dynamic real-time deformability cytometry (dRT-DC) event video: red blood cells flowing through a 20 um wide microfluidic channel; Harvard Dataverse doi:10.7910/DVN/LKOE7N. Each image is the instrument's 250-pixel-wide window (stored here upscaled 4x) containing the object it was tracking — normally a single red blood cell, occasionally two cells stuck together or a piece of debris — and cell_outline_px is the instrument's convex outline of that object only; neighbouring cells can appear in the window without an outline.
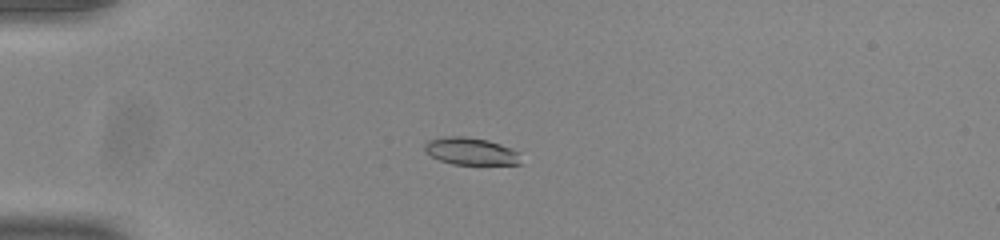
{"species": "common noctule bat (a hibernating species)", "species_latin": "Nyctalus noctula", "temperature_condition": "room temperature", "stored_images_in_passage": 45, "camera_frame_rate_fps": 3000, "um_per_image_px": 0.085, "animal": {"sex": "male", "body_mass_g": 20.0, "forearm_length_mm": 53.3}, "frame": {"image": 1, "passage_image": 6, "time_ms": 1.667, "image_size_px": [1000, 240], "cell_outline_px": [[520, 164], [452, 164], [440, 160], [424, 152], [424, 144], [428, 140], [444, 136], [464, 136], [488, 140], [500, 144], [520, 152]], "centroid_in_image_um": [40.0, 12.85], "position_along_channel_um": 45.0, "area_um2": 15.32}}
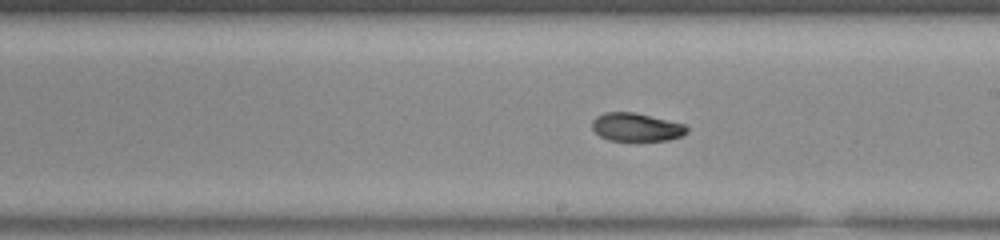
{"frame": {"image": 2, "passage_image": 23, "time_ms": 7.333, "image_size_px": [1000, 240], "cell_outline_px": [[688, 132], [680, 136], [668, 140], [636, 144], [608, 140], [600, 136], [592, 128], [592, 120], [596, 116], [604, 112], [632, 112], [684, 124], [688, 128]], "centroid_in_image_um": [54.06, 10.87], "position_along_channel_um": 234.9, "area_um2": 16.24}}
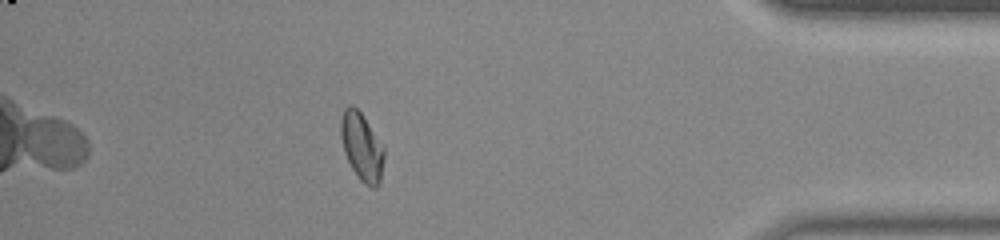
{"frame": {"image": 3, "passage_image": 39, "time_ms": 12.667, "image_size_px": [1000, 240], "cell_outline_px": [[384, 160], [380, 184], [376, 188], [372, 188], [364, 184], [360, 180], [352, 168], [344, 152], [340, 136], [340, 120], [344, 108], [348, 104], [352, 104], [360, 112], [384, 148]], "centroid_in_image_um": [30.74, 12.49], "position_along_channel_um": 404.5, "area_um2": 17.11}, "authors_computed_cell_mechanics": {"area_um2": 16.4152, "velocity_mm_per_s": 3.8865, "shape_relaxation_time_tau1_ms": null, "shape_relaxation_time_tau2_ms": 2.2695, "deformation_change_tau1": null, "deformation_change_tau2": 0.0604}}